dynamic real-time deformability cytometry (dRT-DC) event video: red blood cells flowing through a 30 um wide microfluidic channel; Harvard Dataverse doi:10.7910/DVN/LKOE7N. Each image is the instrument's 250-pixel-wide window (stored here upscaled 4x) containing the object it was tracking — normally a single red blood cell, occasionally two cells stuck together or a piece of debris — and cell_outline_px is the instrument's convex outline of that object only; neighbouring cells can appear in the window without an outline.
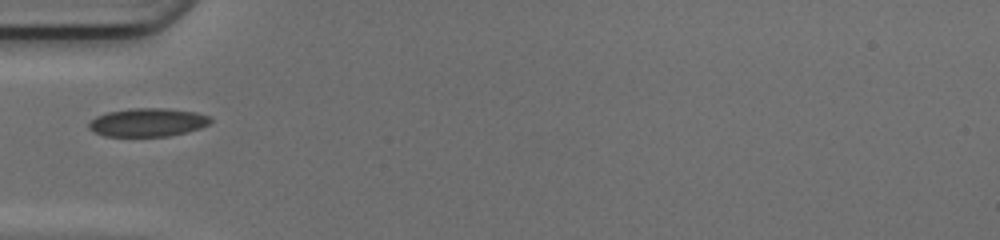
{"species": "common noctule bat (a hibernating species)", "species_latin": "Nyctalus noctula", "temperature_condition": "cold", "stored_images_in_passage": 34, "camera_frame_rate_fps": 3000, "um_per_image_px": 0.085, "animal": {"sex": "female", "body_mass_g": 17.0, "forearm_length_mm": 48.0}, "frame": {"image": 1, "passage_image": 1, "time_ms": 0.0, "image_size_px": [1000, 240], "cell_outline_px": [[212, 120], [208, 124], [200, 128], [188, 132], [168, 136], [104, 136], [88, 128], [88, 124], [96, 116], [108, 112], [132, 108], [164, 108], [196, 112], [208, 116]], "centroid_in_image_um": [12.56, 10.4], "position_along_channel_um": 72.4, "area_um2": 20.0}}
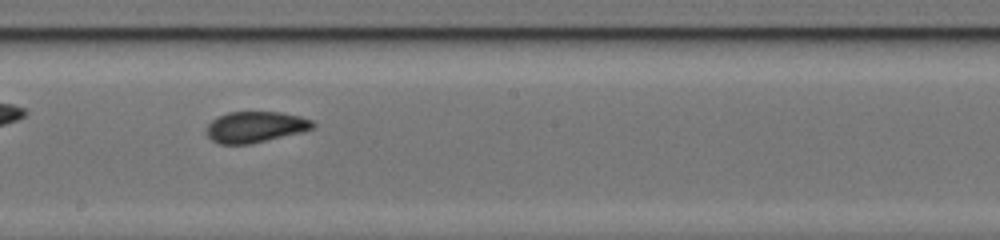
{"frame": {"image": 2, "passage_image": 12, "time_ms": 3.667, "image_size_px": [1000, 240], "cell_outline_px": [[316, 124], [312, 128], [300, 132], [252, 144], [220, 144], [212, 140], [208, 136], [208, 124], [216, 116], [228, 112], [280, 112], [300, 116], [312, 120]], "centroid_in_image_um": [21.7, 10.79], "position_along_channel_um": 226.5, "area_um2": 19.13}}
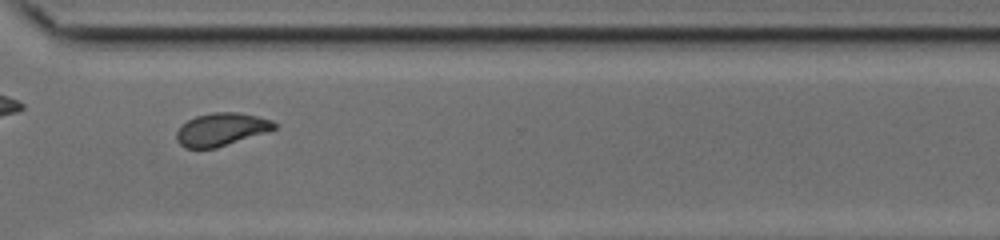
{"frame": {"image": 3, "passage_image": 21, "time_ms": 6.667, "image_size_px": [1000, 240], "cell_outline_px": [[276, 128], [216, 148], [184, 148], [176, 140], [176, 132], [188, 120], [196, 116], [212, 112], [236, 112], [256, 116], [272, 120], [276, 124]], "centroid_in_image_um": [18.77, 10.99], "position_along_channel_um": 351.8, "area_um2": 18.38}}